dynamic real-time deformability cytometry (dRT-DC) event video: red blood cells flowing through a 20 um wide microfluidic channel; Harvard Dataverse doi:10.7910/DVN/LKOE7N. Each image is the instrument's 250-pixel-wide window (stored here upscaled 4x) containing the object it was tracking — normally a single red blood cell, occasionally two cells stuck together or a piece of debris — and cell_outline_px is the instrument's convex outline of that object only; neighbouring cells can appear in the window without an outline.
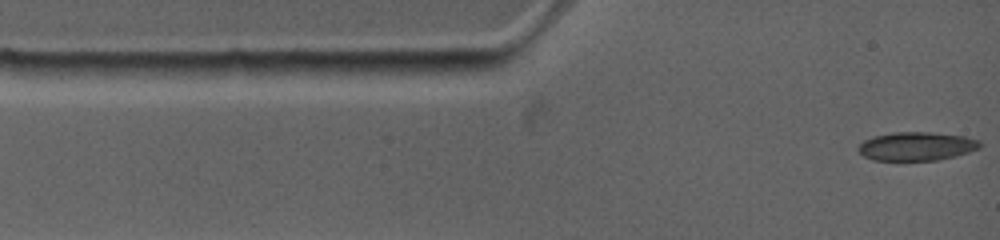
{"species": "common noctule bat (a hibernating species)", "species_latin": "Nyctalus noctula", "temperature_condition": "warm", "stored_images_in_passage": 43, "camera_frame_rate_fps": 4500, "um_per_image_px": 0.085, "animal": {"sex": "female", "body_mass_g": 19.0, "forearm_length_mm": 53.3}, "frame": {"image": 1, "passage_image": 1, "time_ms": 0.0, "image_size_px": [1000, 240], "cell_outline_px": [[980, 148], [956, 156], [940, 160], [896, 164], [872, 160], [864, 156], [856, 148], [864, 140], [876, 136], [900, 132], [924, 132], [964, 136], [980, 140]], "centroid_in_image_um": [77.86, 12.5], "position_along_channel_um": 7.1, "area_um2": 21.04}}
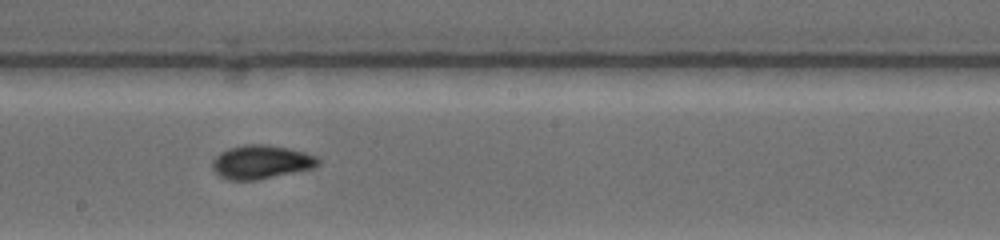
{"frame": {"image": 2, "passage_image": 19, "time_ms": 6.667, "image_size_px": [1000, 240], "cell_outline_px": [[320, 164], [312, 168], [260, 180], [224, 180], [212, 168], [212, 164], [224, 152], [232, 148], [284, 148], [300, 152], [312, 156], [320, 160]], "centroid_in_image_um": [22.21, 13.88], "position_along_channel_um": 226.0, "area_um2": 19.07}}
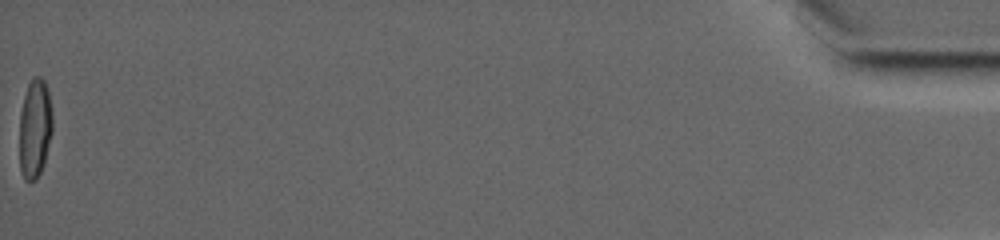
{"frame": {"image": 3, "passage_image": 43, "time_ms": 16.667, "image_size_px": [1000, 240], "cell_outline_px": [[52, 132], [44, 164], [36, 180], [28, 184], [24, 180], [20, 172], [20, 112], [24, 96], [28, 84], [32, 76], [40, 76], [44, 80], [48, 88], [52, 108]], "centroid_in_image_um": [2.97, 10.93], "position_along_channel_um": 432.2, "area_um2": 19.54}, "authors_computed_cell_mechanics": {"area_um2": 19.5364, "velocity_mm_per_s": 3.8589, "shape_relaxation_time_tau1_ms": null, "shape_relaxation_time_tau2_ms": 1.3673, "deformation_change_tau1": null, "deformation_change_tau2": 0.0465}}